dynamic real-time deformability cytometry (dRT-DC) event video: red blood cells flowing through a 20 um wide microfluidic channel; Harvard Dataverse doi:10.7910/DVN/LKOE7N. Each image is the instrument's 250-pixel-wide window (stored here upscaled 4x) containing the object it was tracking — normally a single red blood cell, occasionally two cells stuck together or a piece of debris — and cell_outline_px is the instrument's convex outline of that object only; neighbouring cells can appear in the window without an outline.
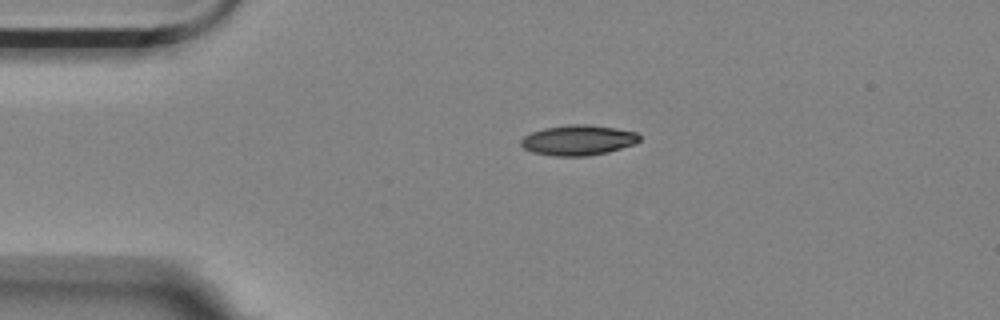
{"species": "Egyptian fruit bat (a non-hibernating species)", "species_latin": "Rousettus aegyptiacus", "temperature_condition": "room temperature", "stored_images_in_passage": 2, "camera_frame_rate_fps": 3000, "um_per_image_px": 0.085, "animal": {"sex": "female"}, "frame": {"image": 1, "passage_image": 2, "time_ms": 0.333, "image_size_px": [1000, 320], "cell_outline_px": [[640, 140], [636, 144], [608, 152], [584, 156], [556, 156], [532, 152], [524, 148], [520, 144], [520, 140], [524, 136], [532, 132], [544, 128], [568, 124], [588, 124], [616, 128], [636, 132], [640, 136]], "centroid_in_image_um": [49.15, 11.91], "position_along_channel_um": 35.8, "area_um2": 20.98}}